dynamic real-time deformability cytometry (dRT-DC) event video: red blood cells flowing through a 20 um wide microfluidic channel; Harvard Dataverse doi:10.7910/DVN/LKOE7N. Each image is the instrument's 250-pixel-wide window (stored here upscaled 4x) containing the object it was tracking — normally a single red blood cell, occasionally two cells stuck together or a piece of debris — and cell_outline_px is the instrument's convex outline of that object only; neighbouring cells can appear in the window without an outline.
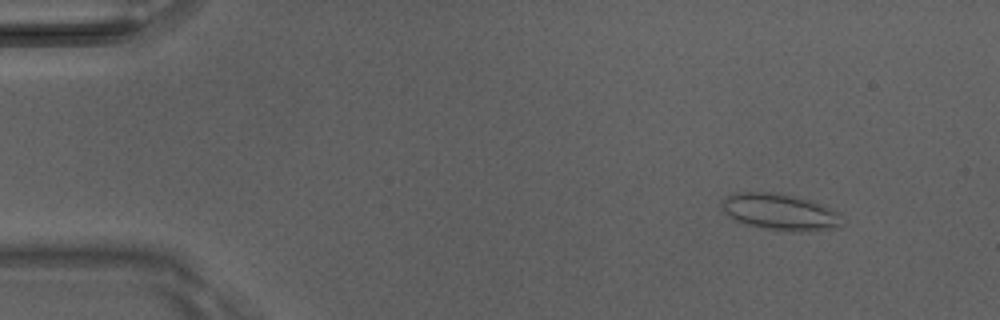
{"species": "Egyptian fruit bat (a non-hibernating species)", "species_latin": "Rousettus aegyptiacus", "temperature_condition": "room temperature", "stored_images_in_passage": 51, "camera_frame_rate_fps": 3000, "um_per_image_px": 0.085, "animal": {"sex": "male"}, "frame": {"image": 1, "passage_image": 6, "time_ms": 1.667, "image_size_px": [1000, 320], "cell_outline_px": [[840, 228], [808, 232], [788, 232], [764, 228], [732, 220], [724, 212], [720, 204], [732, 192], [768, 192], [812, 200], [840, 212]], "centroid_in_image_um": [66.31, 18.04], "position_along_channel_um": 18.7, "area_um2": 25.78}}
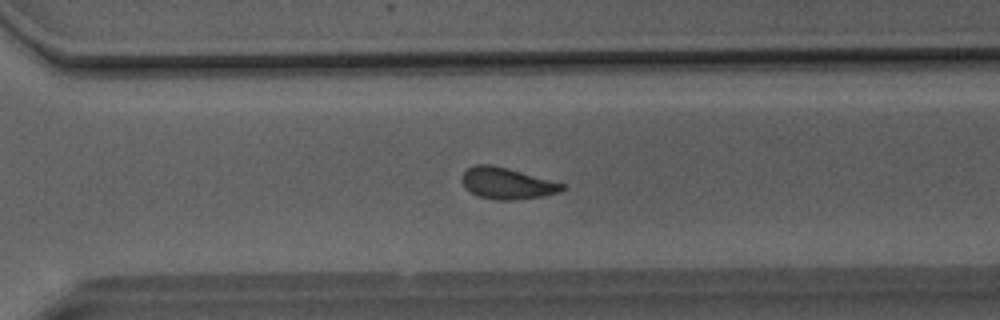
{"frame": {"image": 2, "passage_image": 36, "time_ms": 11.667, "image_size_px": [1000, 320], "cell_outline_px": [[568, 188], [560, 192], [540, 196], [512, 200], [496, 200], [480, 196], [464, 188], [460, 180], [460, 176], [468, 168], [476, 164], [492, 164], [508, 168], [564, 184]], "centroid_in_image_um": [43.06, 15.57], "position_along_channel_um": 327.5, "area_um2": 18.32}}
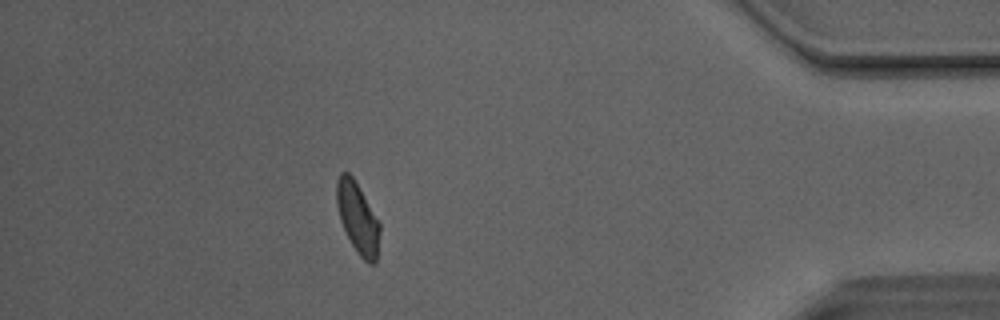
{"frame": {"image": 3, "passage_image": 45, "time_ms": 14.667, "image_size_px": [1000, 320], "cell_outline_px": [[380, 232], [376, 264], [368, 264], [356, 252], [340, 220], [336, 204], [336, 180], [340, 172], [348, 172], [352, 176], [380, 220]], "centroid_in_image_um": [30.42, 18.52], "position_along_channel_um": 404.8, "area_um2": 18.09}, "authors_computed_cell_mechanics": {"area_um2": 18.785, "velocity_mm_per_s": 4.1076, "shape_relaxation_time_tau1_ms": 5.1388, "shape_relaxation_time_tau2_ms": 1.1107, "deformation_change_tau1": 0.1049, "deformation_change_tau2": 0.0639}}